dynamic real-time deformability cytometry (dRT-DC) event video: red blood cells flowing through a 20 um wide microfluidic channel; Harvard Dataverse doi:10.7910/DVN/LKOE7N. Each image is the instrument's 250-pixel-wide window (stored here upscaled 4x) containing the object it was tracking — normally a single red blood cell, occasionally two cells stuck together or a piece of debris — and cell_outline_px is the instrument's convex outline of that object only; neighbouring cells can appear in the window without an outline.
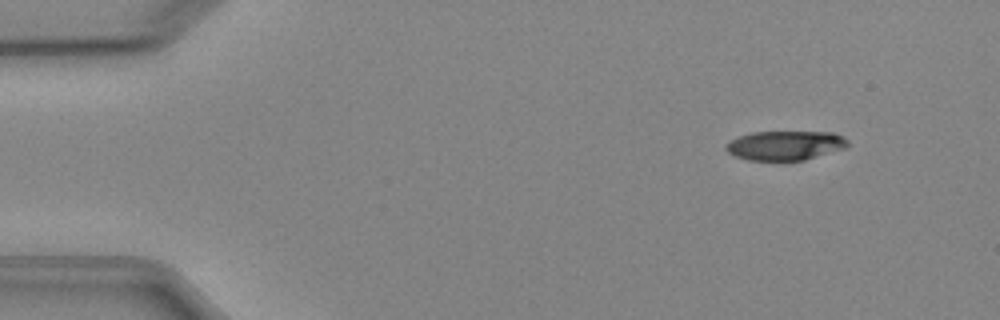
{"species": "Egyptian fruit bat (a non-hibernating species)", "species_latin": "Rousettus aegyptiacus", "temperature_condition": "cold", "stored_images_in_passage": 5, "camera_frame_rate_fps": 3000, "um_per_image_px": 0.085, "animal": {"sex": "female"}, "frame": {"image": 1, "passage_image": 2, "time_ms": 1.333, "image_size_px": [1000, 320], "cell_outline_px": [[848, 144], [844, 148], [804, 160], [784, 164], [748, 160], [736, 156], [728, 152], [724, 148], [732, 140], [740, 136], [752, 132], [832, 132], [844, 136], [848, 140]], "centroid_in_image_um": [66.74, 12.41], "position_along_channel_um": 18.3, "area_um2": 21.39}}